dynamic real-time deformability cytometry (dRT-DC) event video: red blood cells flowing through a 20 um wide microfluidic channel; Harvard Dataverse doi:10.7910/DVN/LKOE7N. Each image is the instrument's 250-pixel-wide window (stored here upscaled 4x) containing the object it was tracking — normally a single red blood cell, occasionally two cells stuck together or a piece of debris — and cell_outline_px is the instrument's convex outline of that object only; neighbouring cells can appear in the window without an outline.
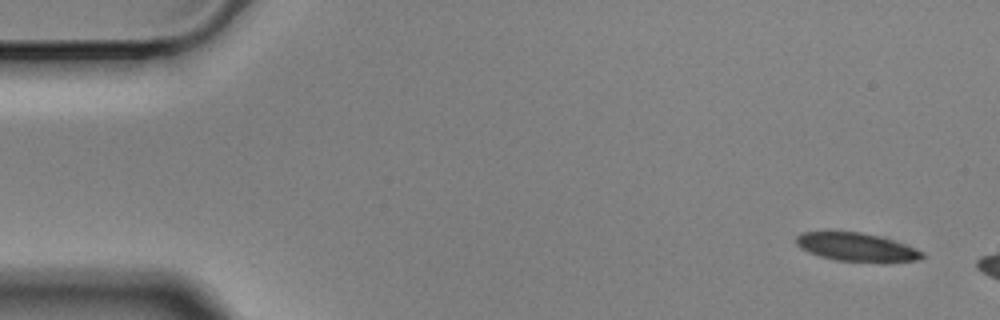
{"species": "Egyptian fruit bat (a non-hibernating species)", "species_latin": "Rousettus aegyptiacus", "temperature_condition": "cold", "stored_images_in_passage": 7, "camera_frame_rate_fps": 3000, "um_per_image_px": 0.085, "animal": {"sex": "male"}, "frame": {"image": 1, "passage_image": 1, "time_ms": 0.0, "image_size_px": [1000, 320], "cell_outline_px": [[924, 256], [920, 260], [884, 264], [880, 264], [836, 260], [820, 256], [808, 252], [800, 248], [796, 244], [796, 236], [800, 232], [860, 232], [880, 236], [916, 248], [924, 252]], "centroid_in_image_um": [72.86, 21.04], "position_along_channel_um": 12.1, "area_um2": 21.39}}